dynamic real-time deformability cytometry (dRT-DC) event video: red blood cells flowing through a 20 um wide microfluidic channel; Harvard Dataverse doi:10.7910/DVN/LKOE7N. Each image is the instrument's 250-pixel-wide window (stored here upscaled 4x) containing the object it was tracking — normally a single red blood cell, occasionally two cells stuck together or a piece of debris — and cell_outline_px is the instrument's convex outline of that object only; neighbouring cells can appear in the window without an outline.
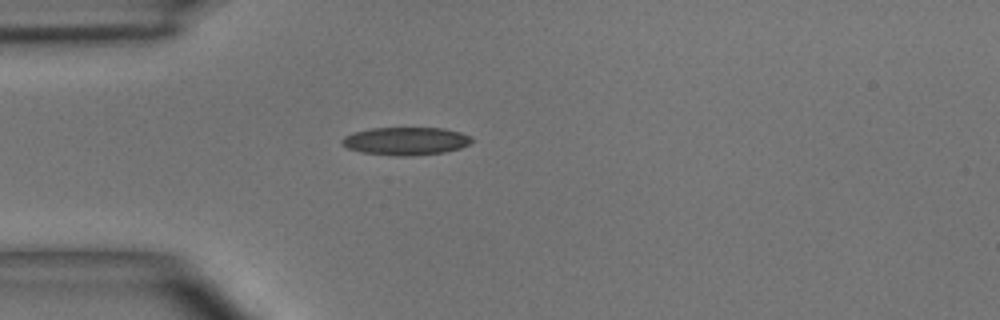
{"species": "common noctule bat (a hibernating species)", "species_latin": "Nyctalus noctula", "temperature_condition": "room temperature", "stored_images_in_passage": 6, "camera_frame_rate_fps": 3000, "um_per_image_px": 0.085, "animal": {"sex": "male", "body_mass_g": 15.6}, "frame": {"image": 1, "passage_image": 6, "time_ms": 5.667, "image_size_px": [1000, 320], "cell_outline_px": [[472, 140], [468, 144], [460, 148], [444, 152], [408, 156], [396, 156], [360, 152], [348, 148], [340, 140], [344, 136], [352, 132], [372, 128], [444, 128], [460, 132], [472, 136]], "centroid_in_image_um": [34.48, 11.98], "position_along_channel_um": 50.5, "area_um2": 21.1}}